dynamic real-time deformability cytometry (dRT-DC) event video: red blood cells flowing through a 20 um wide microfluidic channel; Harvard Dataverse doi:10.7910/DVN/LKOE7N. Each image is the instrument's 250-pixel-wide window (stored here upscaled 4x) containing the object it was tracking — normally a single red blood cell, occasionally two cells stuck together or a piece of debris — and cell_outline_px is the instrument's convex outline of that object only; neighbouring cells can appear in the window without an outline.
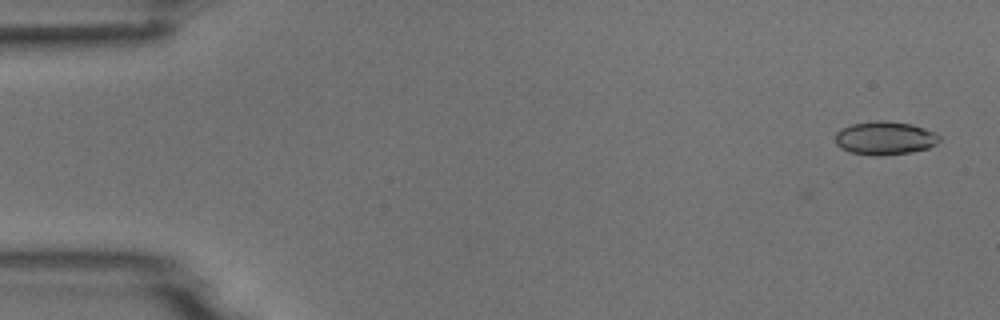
{"species": "common noctule bat (a hibernating species)", "species_latin": "Nyctalus noctula", "temperature_condition": "room temperature", "stored_images_in_passage": 5, "camera_frame_rate_fps": 3000, "um_per_image_px": 0.085, "animal": {"sex": "male", "body_mass_g": 18.8}, "frame": {"image": 1, "passage_image": 1, "time_ms": 0.0, "image_size_px": [1000, 320], "cell_outline_px": [[940, 140], [936, 144], [928, 148], [912, 152], [876, 156], [848, 152], [840, 148], [836, 144], [836, 132], [840, 128], [852, 124], [876, 120], [880, 120], [912, 124], [936, 132], [940, 136]], "centroid_in_image_um": [75.21, 11.74], "position_along_channel_um": 9.8, "area_um2": 20.4}}
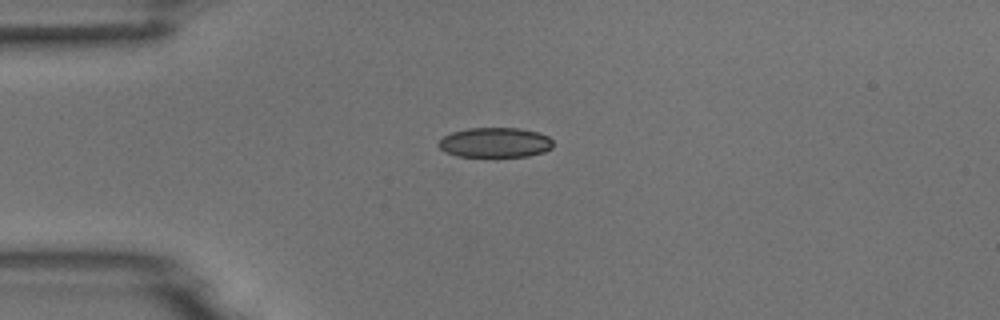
{"frame": {"image": 2, "passage_image": 4, "time_ms": 3.667, "image_size_px": [1000, 320], "cell_outline_px": [[552, 148], [544, 152], [528, 156], [456, 156], [444, 152], [436, 144], [444, 136], [452, 132], [468, 128], [520, 128], [536, 132], [548, 136], [552, 140]], "centroid_in_image_um": [42.06, 12.11], "position_along_channel_um": 42.9, "area_um2": 19.94}}